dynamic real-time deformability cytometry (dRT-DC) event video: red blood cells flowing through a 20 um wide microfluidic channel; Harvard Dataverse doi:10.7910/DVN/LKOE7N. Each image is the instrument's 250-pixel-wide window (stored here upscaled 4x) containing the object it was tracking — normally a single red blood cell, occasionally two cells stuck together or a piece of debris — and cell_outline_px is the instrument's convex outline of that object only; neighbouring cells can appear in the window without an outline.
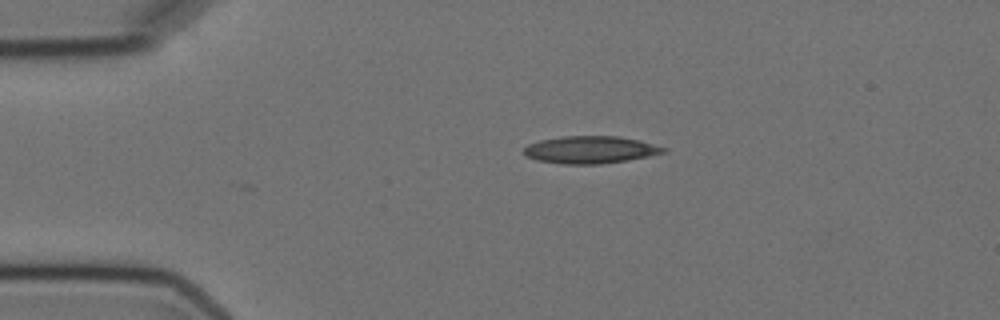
{"species": "Egyptian fruit bat (a non-hibernating species)", "species_latin": "Rousettus aegyptiacus", "temperature_condition": "cold", "stored_images_in_passage": 6, "camera_frame_rate_fps": 3000, "um_per_image_px": 0.085, "animal": {"sex": "female"}, "frame": {"image": 1, "passage_image": 6, "time_ms": 6.0, "image_size_px": [1000, 320], "cell_outline_px": [[668, 152], [628, 160], [600, 164], [560, 164], [536, 160], [524, 156], [524, 148], [528, 144], [540, 140], [560, 136], [620, 136], [640, 140], [668, 148]], "centroid_in_image_um": [50.19, 12.73], "position_along_channel_um": 34.8, "area_um2": 22.54}}